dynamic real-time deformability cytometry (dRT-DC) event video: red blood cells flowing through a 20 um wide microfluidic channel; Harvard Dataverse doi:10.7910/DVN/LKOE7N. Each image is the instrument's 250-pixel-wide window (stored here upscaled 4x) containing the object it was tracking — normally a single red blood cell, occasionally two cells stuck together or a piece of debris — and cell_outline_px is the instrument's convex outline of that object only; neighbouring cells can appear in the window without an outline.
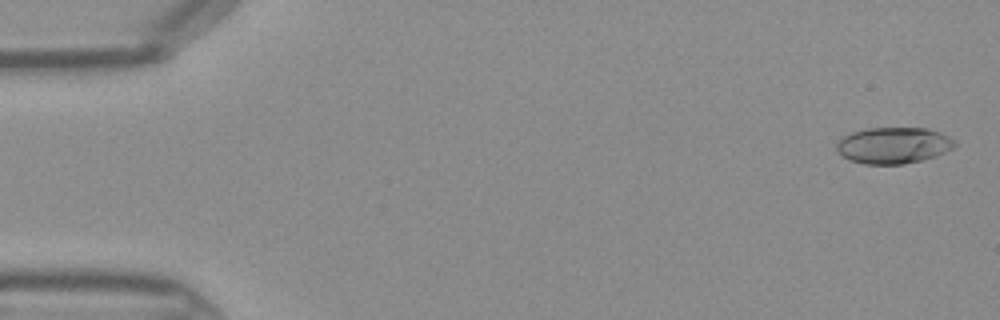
{"species": "Egyptian fruit bat (a non-hibernating species)", "species_latin": "Rousettus aegyptiacus", "temperature_condition": "warm", "stored_images_in_passage": 15, "camera_frame_rate_fps": 3000, "um_per_image_px": 0.085, "frame": {"image": 1, "passage_image": 2, "time_ms": 0.333, "image_size_px": [1000, 320], "cell_outline_px": [[956, 144], [952, 148], [936, 156], [924, 160], [904, 164], [864, 164], [840, 156], [836, 148], [836, 144], [844, 136], [852, 132], [864, 128], [928, 128], [940, 132], [956, 140]], "centroid_in_image_um": [75.95, 12.35], "position_along_channel_um": 9.0, "area_um2": 25.14}}